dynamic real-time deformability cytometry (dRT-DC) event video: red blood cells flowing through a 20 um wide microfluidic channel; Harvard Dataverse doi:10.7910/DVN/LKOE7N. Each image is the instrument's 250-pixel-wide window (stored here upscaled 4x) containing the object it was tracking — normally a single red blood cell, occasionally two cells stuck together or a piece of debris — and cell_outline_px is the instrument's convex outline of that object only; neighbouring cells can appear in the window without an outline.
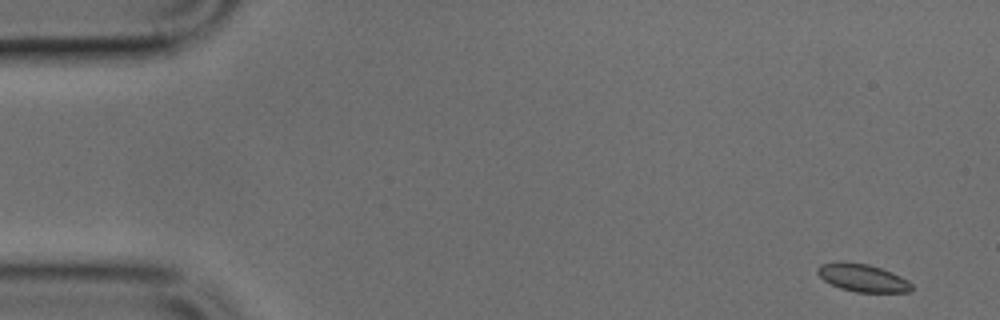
{"species": "common noctule bat (a hibernating species)", "species_latin": "Nyctalus noctula", "temperature_condition": "cold", "stored_images_in_passage": 48, "camera_frame_rate_fps": 3000, "um_per_image_px": 0.085, "animal": {"sex": "male", "body_mass_g": 17.9, "forearm_length_mm": 54.2}, "frame": {"image": 1, "passage_image": 1, "time_ms": 0.0, "image_size_px": [1000, 320], "cell_outline_px": [[912, 288], [908, 292], [856, 292], [840, 288], [824, 280], [816, 272], [816, 268], [820, 264], [844, 260], [868, 264], [892, 272], [908, 280], [912, 284]], "centroid_in_image_um": [73.29, 23.59], "position_along_channel_um": 11.7, "area_um2": 15.32}}
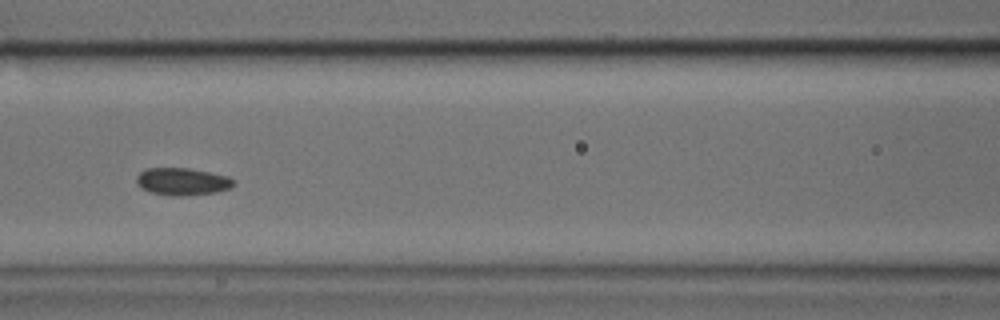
{"frame": {"image": 2, "passage_image": 20, "time_ms": 6.333, "image_size_px": [1000, 320], "cell_outline_px": [[236, 184], [228, 188], [216, 192], [184, 196], [176, 196], [152, 192], [140, 188], [136, 184], [136, 176], [140, 172], [148, 168], [188, 168], [228, 176], [236, 180]], "centroid_in_image_um": [15.5, 15.43], "position_along_channel_um": 151.1, "area_um2": 15.49}}
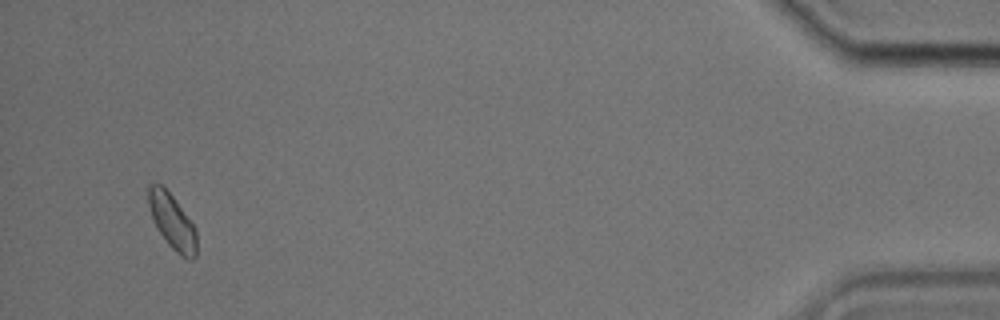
{"frame": {"image": 3, "passage_image": 46, "time_ms": 15.0, "image_size_px": [1000, 320], "cell_outline_px": [[196, 256], [192, 260], [188, 260], [180, 256], [168, 244], [156, 228], [148, 204], [148, 184], [160, 184], [172, 196], [196, 228]], "centroid_in_image_um": [14.64, 18.87], "position_along_channel_um": 420.6, "area_um2": 15.32}}